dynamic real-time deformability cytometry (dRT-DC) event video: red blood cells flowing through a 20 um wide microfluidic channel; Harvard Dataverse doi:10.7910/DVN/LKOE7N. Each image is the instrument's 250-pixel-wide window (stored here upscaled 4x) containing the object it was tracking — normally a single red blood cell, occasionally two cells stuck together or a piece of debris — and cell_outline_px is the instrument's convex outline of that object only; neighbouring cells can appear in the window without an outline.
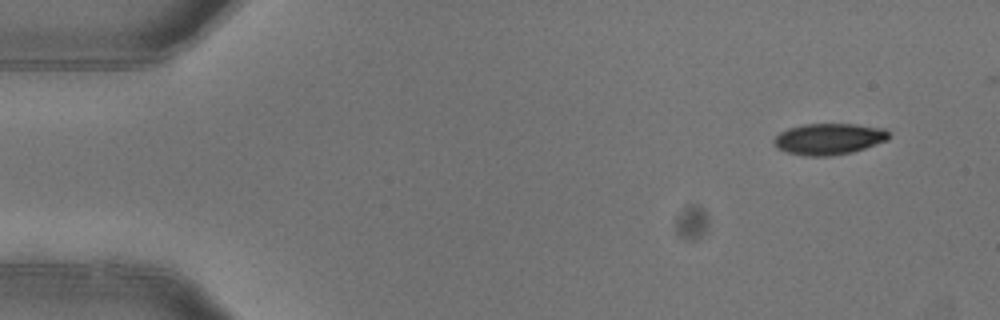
{"species": "common noctule bat (a hibernating species)", "species_latin": "Nyctalus noctula", "temperature_condition": "warm", "stored_images_in_passage": 4, "camera_frame_rate_fps": 3000, "um_per_image_px": 0.085, "animal": {"sex": "female"}, "frame": {"image": 1, "passage_image": 1, "time_ms": 0.0, "image_size_px": [1000, 320], "cell_outline_px": [[892, 136], [888, 140], [852, 152], [828, 156], [804, 156], [788, 152], [776, 148], [772, 144], [772, 140], [780, 132], [788, 128], [804, 124], [856, 124], [884, 128]], "centroid_in_image_um": [70.44, 11.81], "position_along_channel_um": 14.6, "area_um2": 21.1}}
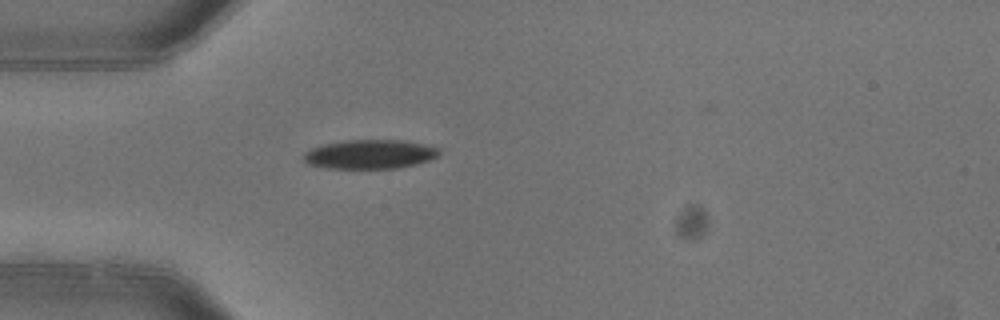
{"frame": {"image": 2, "passage_image": 4, "time_ms": 1.0, "image_size_px": [1000, 320], "cell_outline_px": [[440, 156], [416, 164], [396, 168], [324, 168], [308, 164], [304, 160], [304, 152], [312, 148], [324, 144], [344, 140], [408, 140], [432, 144], [440, 148]], "centroid_in_image_um": [31.51, 13.09], "position_along_channel_um": 53.5, "area_um2": 23.35}}